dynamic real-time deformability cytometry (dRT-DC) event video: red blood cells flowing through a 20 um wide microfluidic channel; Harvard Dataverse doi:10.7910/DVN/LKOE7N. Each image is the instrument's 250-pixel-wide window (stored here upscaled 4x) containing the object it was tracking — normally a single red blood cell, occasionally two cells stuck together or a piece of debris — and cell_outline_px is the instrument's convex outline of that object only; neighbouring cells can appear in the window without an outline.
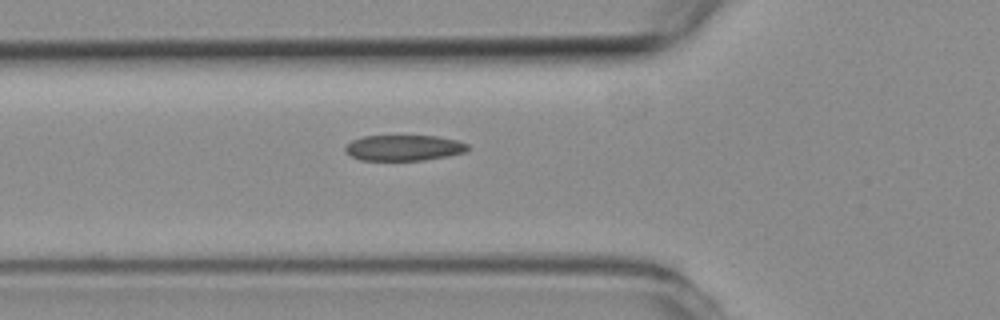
{"species": "common noctule bat (a hibernating species)", "species_latin": "Nyctalus noctula", "temperature_condition": "room temperature", "stored_images_in_passage": 32, "camera_frame_rate_fps": 3000, "um_per_image_px": 0.085, "animal": {"sex": "female", "body_mass_g": 19.3, "forearm_length_mm": 54.1}, "frame": {"image": 1, "passage_image": 2, "time_ms": 0.333, "image_size_px": [1000, 320], "cell_outline_px": [[468, 152], [448, 156], [424, 160], [360, 160], [352, 156], [344, 148], [352, 140], [364, 136], [436, 136], [456, 140], [468, 144]], "centroid_in_image_um": [34.37, 12.57], "position_along_channel_um": 91.4, "area_um2": 18.26}}
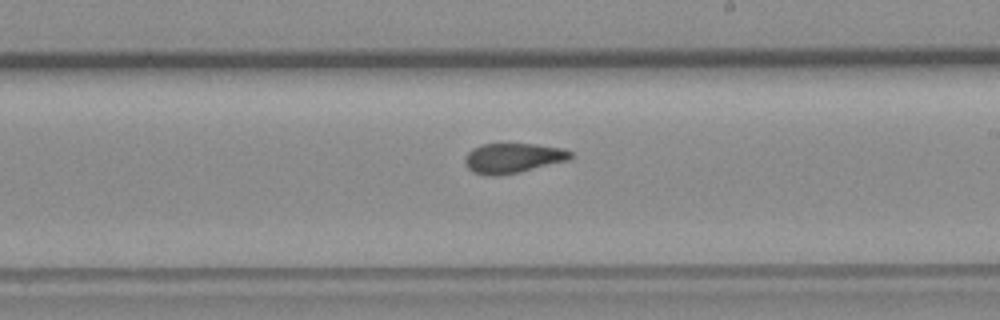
{"frame": {"image": 2, "passage_image": 14, "time_ms": 4.333, "image_size_px": [1000, 320], "cell_outline_px": [[572, 156], [568, 160], [520, 172], [496, 176], [488, 176], [472, 172], [468, 168], [464, 160], [468, 152], [472, 148], [484, 144], [532, 144], [560, 148], [572, 152]], "centroid_in_image_um": [43.56, 13.45], "position_along_channel_um": 245.4, "area_um2": 18.26}}
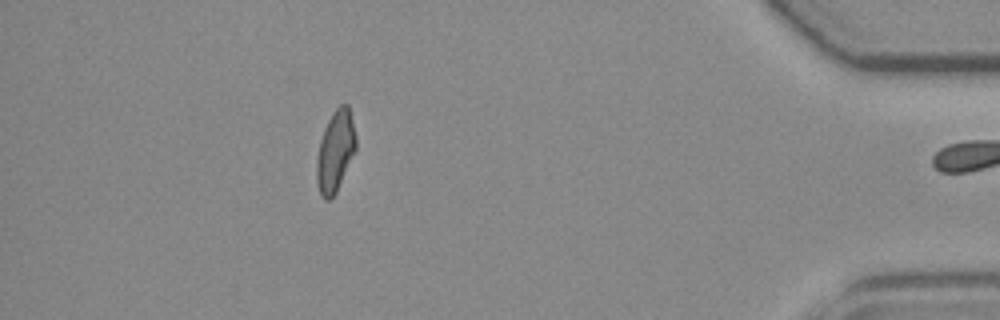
{"frame": {"image": 3, "passage_image": 31, "time_ms": 10.0, "image_size_px": [1000, 320], "cell_outline_px": [[356, 148], [336, 192], [328, 200], [324, 200], [320, 196], [316, 180], [316, 160], [320, 140], [324, 128], [332, 112], [340, 104], [348, 104], [356, 136]], "centroid_in_image_um": [28.48, 12.85], "position_along_channel_um": 406.7, "area_um2": 18.5}}